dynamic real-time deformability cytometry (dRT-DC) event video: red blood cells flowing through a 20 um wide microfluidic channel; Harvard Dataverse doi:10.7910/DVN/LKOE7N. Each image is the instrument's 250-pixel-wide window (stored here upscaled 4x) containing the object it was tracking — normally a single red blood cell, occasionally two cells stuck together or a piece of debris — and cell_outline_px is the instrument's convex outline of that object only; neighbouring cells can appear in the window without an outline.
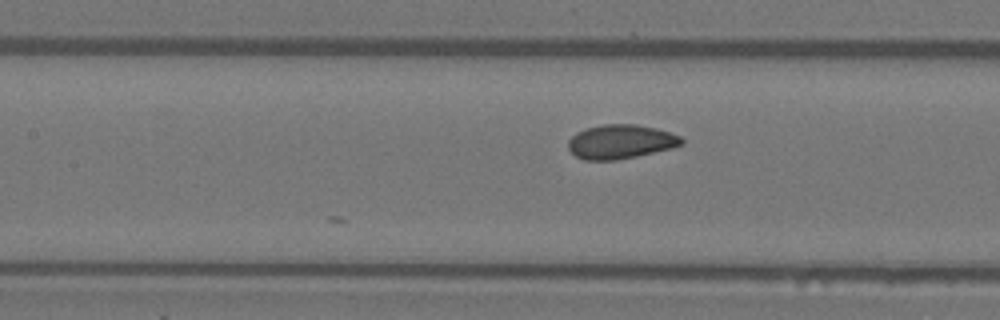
{"species": "Egyptian fruit bat (a non-hibernating species)", "species_latin": "Rousettus aegyptiacus", "temperature_condition": "warm", "stored_images_in_passage": 20, "camera_frame_rate_fps": 3000, "um_per_image_px": 0.085, "animal": {"sex": "female"}, "frame": {"image": 1, "passage_image": 20, "time_ms": 6.333, "image_size_px": [1000, 320], "cell_outline_px": [[684, 144], [672, 148], [636, 156], [616, 160], [584, 160], [576, 156], [568, 148], [568, 140], [576, 132], [584, 128], [604, 124], [636, 124], [656, 128], [680, 136], [684, 140]], "centroid_in_image_um": [52.74, 12.04], "position_along_channel_um": 154.7, "area_um2": 22.6}}